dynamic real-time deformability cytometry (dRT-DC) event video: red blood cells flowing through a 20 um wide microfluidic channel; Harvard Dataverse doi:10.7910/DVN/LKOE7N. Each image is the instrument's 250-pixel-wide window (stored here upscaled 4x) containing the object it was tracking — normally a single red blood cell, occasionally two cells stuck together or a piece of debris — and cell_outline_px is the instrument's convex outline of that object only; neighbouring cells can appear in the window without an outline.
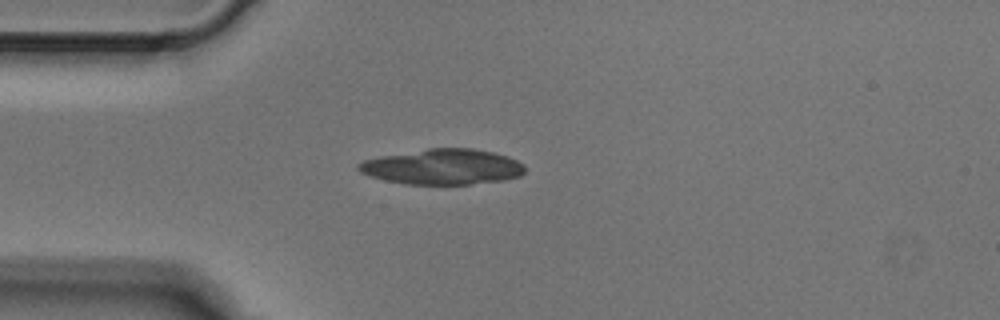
{"species": "Egyptian fruit bat (a non-hibernating species)", "species_latin": "Rousettus aegyptiacus", "temperature_condition": "cold", "stored_images_in_passage": 2, "camera_frame_rate_fps": 3000, "um_per_image_px": 0.085, "animal": {"sex": "male"}, "frame": {"image": 1, "passage_image": 2, "time_ms": 0.333, "image_size_px": [1000, 320], "cell_outline_px": [[524, 172], [520, 176], [504, 180], [468, 184], [404, 184], [384, 180], [360, 172], [356, 168], [356, 164], [364, 160], [380, 156], [428, 148], [472, 148], [492, 152], [508, 156], [524, 164]], "centroid_in_image_um": [37.61, 14.17], "position_along_channel_um": 47.4, "area_um2": 34.39}}